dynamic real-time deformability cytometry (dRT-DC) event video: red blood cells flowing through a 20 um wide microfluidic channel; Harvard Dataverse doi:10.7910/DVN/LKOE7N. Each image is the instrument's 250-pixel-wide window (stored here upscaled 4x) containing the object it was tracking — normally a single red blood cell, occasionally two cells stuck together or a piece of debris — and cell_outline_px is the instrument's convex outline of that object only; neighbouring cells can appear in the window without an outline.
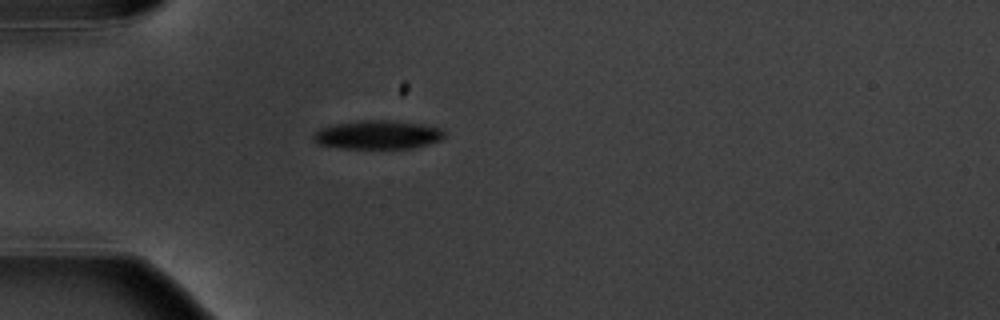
{"species": "common noctule bat (a hibernating species)", "species_latin": "Nyctalus noctula", "temperature_condition": "warm", "stored_images_in_passage": 5, "camera_frame_rate_fps": 3000, "um_per_image_px": 0.085, "animal": {"sex": "male", "body_mass_g": 20.1, "forearm_length_mm": 53.5}, "frame": {"image": 1, "passage_image": 4, "time_ms": 3.667, "image_size_px": [1000, 320], "cell_outline_px": [[444, 136], [440, 140], [428, 144], [412, 148], [344, 148], [320, 144], [312, 136], [320, 128], [336, 124], [364, 120], [384, 120], [424, 124], [444, 128]], "centroid_in_image_um": [32.17, 11.45], "position_along_channel_um": 52.8, "area_um2": 21.62}}